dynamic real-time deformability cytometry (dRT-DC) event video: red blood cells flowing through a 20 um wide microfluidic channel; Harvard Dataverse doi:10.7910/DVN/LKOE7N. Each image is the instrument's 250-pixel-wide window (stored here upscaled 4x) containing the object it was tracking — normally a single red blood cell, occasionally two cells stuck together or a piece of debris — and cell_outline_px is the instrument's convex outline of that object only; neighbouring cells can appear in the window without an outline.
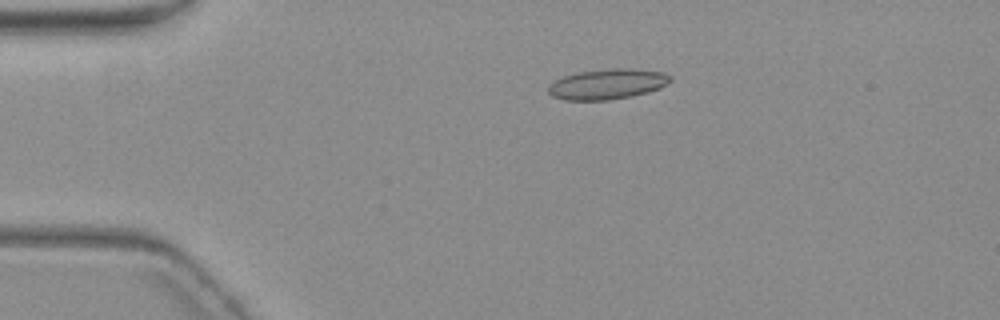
{"species": "common noctule bat (a hibernating species)", "species_latin": "Nyctalus noctula", "temperature_condition": "warm", "stored_images_in_passage": 5, "camera_frame_rate_fps": 3000, "um_per_image_px": 0.085, "animal": {"sex": "female", "body_mass_g": 19.3, "forearm_length_mm": 54.1}, "frame": {"image": 1, "passage_image": 4, "time_ms": 3.667, "image_size_px": [1000, 320], "cell_outline_px": [[672, 80], [660, 88], [648, 92], [632, 96], [608, 100], [564, 100], [552, 96], [548, 92], [548, 84], [552, 80], [576, 72], [612, 68], [632, 68], [664, 72], [672, 76]], "centroid_in_image_um": [51.61, 7.14], "position_along_channel_um": 33.4, "area_um2": 21.91}}